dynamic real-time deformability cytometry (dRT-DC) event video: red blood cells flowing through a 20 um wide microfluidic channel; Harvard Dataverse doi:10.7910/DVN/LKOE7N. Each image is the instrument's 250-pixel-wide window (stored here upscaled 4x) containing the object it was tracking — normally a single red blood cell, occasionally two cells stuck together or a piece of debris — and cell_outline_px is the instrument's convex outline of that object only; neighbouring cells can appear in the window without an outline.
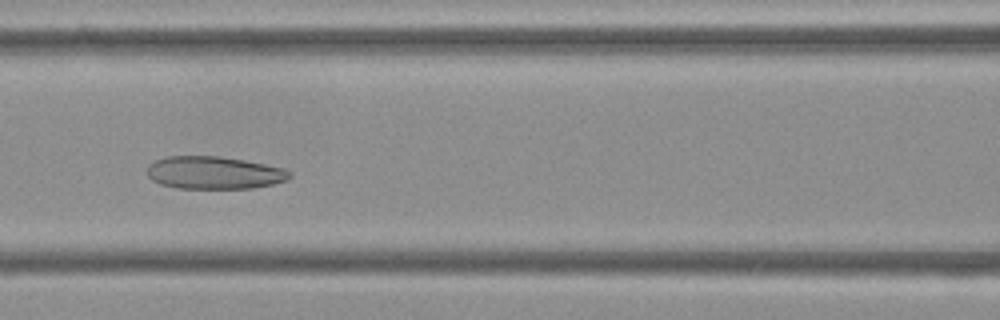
{"species": "Egyptian fruit bat (a non-hibernating species)", "species_latin": "Rousettus aegyptiacus", "temperature_condition": "cold", "stored_images_in_passage": 53, "camera_frame_rate_fps": 3000, "um_per_image_px": 0.085, "frame": {"image": 1, "passage_image": 22, "time_ms": 7.0, "image_size_px": [1000, 320], "cell_outline_px": [[292, 176], [288, 180], [272, 184], [252, 188], [176, 188], [160, 184], [152, 180], [148, 176], [148, 164], [152, 160], [164, 156], [220, 156], [244, 160], [284, 168], [292, 172]], "centroid_in_image_um": [18.18, 14.67], "position_along_channel_um": 148.4, "area_um2": 27.34}}
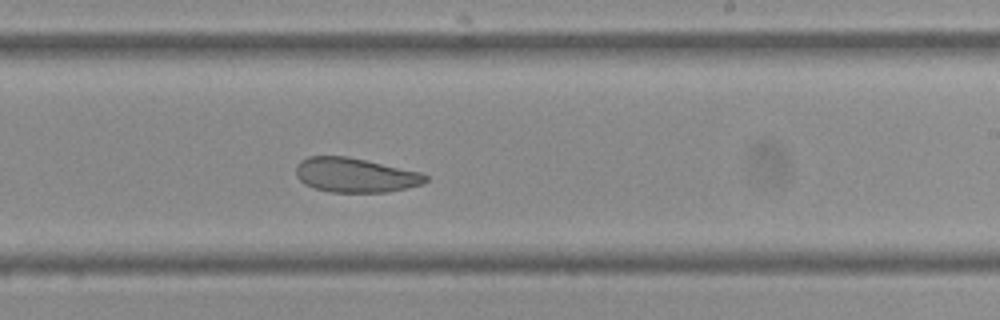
{"frame": {"image": 2, "passage_image": 31, "time_ms": 10.0, "image_size_px": [1000, 320], "cell_outline_px": [[428, 180], [424, 184], [384, 192], [332, 192], [312, 188], [304, 184], [296, 176], [296, 164], [300, 160], [308, 156], [348, 156], [420, 172], [428, 176]], "centroid_in_image_um": [30.16, 14.88], "position_along_channel_um": 258.8, "area_um2": 26.07}}
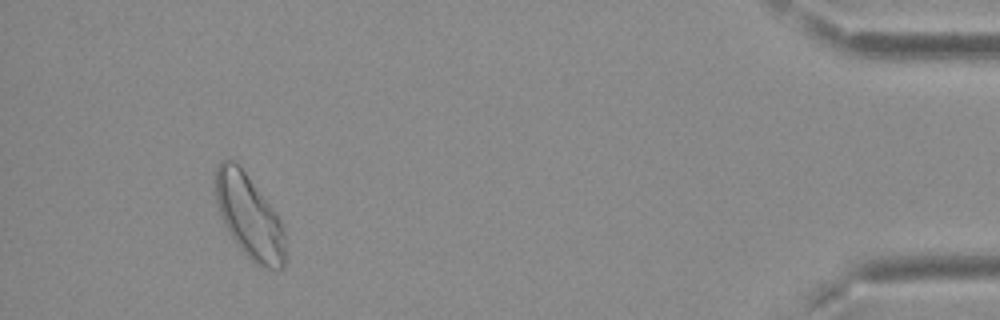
{"frame": {"image": 3, "passage_image": 49, "time_ms": 16.0, "image_size_px": [1000, 320], "cell_outline_px": [[284, 268], [268, 268], [256, 264], [240, 248], [228, 232], [224, 224], [216, 204], [216, 164], [220, 160], [232, 160], [244, 172], [276, 212], [284, 228]], "centroid_in_image_um": [21.17, 18.4], "position_along_channel_um": 414.0, "area_um2": 33.35}}